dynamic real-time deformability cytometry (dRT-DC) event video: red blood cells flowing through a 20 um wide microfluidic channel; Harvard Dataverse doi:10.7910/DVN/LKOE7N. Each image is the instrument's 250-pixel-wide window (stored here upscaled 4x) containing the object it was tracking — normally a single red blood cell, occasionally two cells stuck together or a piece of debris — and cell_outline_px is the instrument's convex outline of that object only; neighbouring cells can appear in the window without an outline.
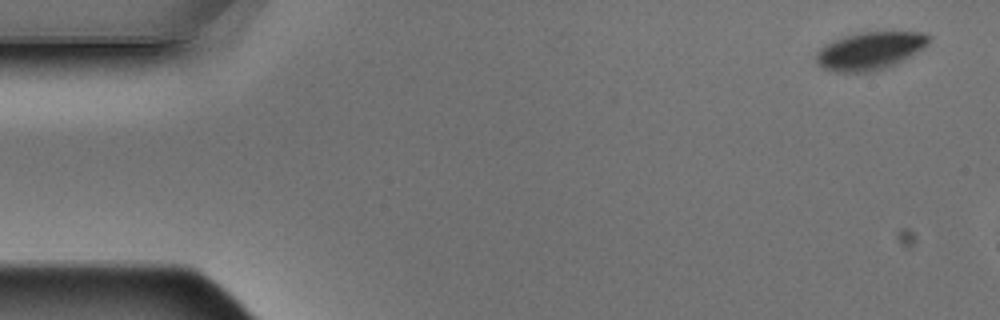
{"species": "Egyptian fruit bat (a non-hibernating species)", "species_latin": "Rousettus aegyptiacus", "temperature_condition": "warm", "stored_images_in_passage": 4, "camera_frame_rate_fps": 3000, "um_per_image_px": 0.085, "animal": {"sex": "male"}, "frame": {"image": 1, "passage_image": 1, "time_ms": 0.0, "image_size_px": [1000, 320], "cell_outline_px": [[932, 36], [928, 44], [924, 48], [912, 56], [896, 64], [872, 72], [836, 72], [824, 68], [816, 64], [816, 52], [824, 44], [832, 40], [844, 36], [860, 32], [928, 32]], "centroid_in_image_um": [73.97, 4.31], "position_along_channel_um": 11.0, "area_um2": 25.2}}